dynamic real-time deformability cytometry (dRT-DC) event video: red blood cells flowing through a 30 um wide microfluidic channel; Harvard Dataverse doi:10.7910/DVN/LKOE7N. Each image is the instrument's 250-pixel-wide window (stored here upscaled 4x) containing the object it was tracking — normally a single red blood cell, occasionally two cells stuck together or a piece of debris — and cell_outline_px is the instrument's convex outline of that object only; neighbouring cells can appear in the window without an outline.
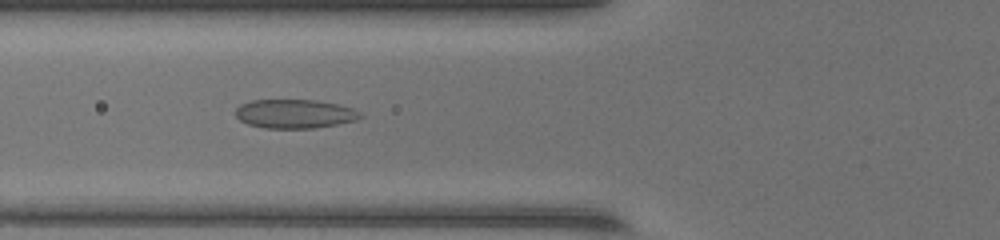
{"species": "common noctule bat (a hibernating species)", "species_latin": "Nyctalus noctula", "temperature_condition": "warm", "stored_images_in_passage": 43, "camera_frame_rate_fps": 3000, "um_per_image_px": 0.085, "animal": {"sex": "female", "body_mass_g": 17.0, "forearm_length_mm": 48.0}, "frame": {"image": 1, "passage_image": 14, "time_ms": 4.333, "image_size_px": [1000, 240], "cell_outline_px": [[364, 116], [356, 120], [336, 124], [312, 128], [264, 128], [248, 124], [240, 120], [236, 116], [236, 108], [240, 104], [252, 100], [312, 100], [336, 104], [352, 108], [360, 112]], "centroid_in_image_um": [25.03, 9.67], "position_along_channel_um": 100.8, "area_um2": 20.87}}
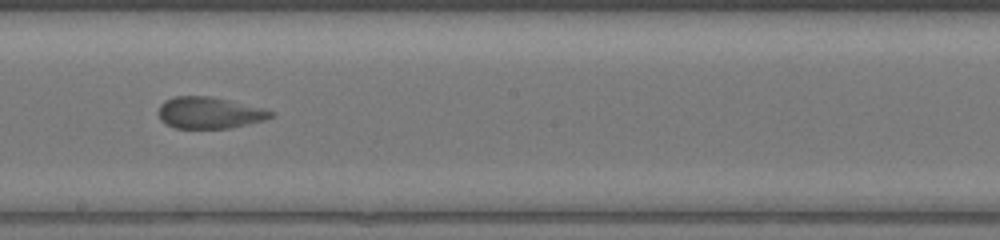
{"frame": {"image": 2, "passage_image": 23, "time_ms": 7.333, "image_size_px": [1000, 240], "cell_outline_px": [[276, 116], [264, 120], [248, 124], [228, 128], [176, 128], [160, 120], [160, 104], [164, 100], [172, 96], [208, 96], [228, 100], [264, 108], [276, 112]], "centroid_in_image_um": [17.84, 9.58], "position_along_channel_um": 230.4, "area_um2": 20.63}}
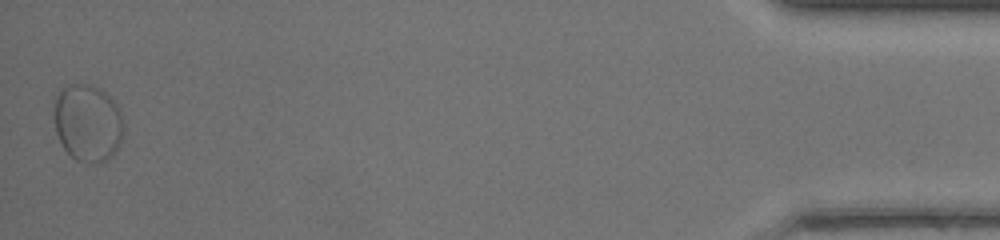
{"frame": {"image": 3, "passage_image": 43, "time_ms": 14.0, "image_size_px": [1000, 240], "cell_outline_px": [[124, 128], [120, 144], [104, 160], [88, 164], [76, 160], [64, 148], [56, 132], [52, 112], [52, 96], [60, 88], [68, 84], [92, 84], [104, 92], [120, 108]], "centroid_in_image_um": [7.39, 10.38], "position_along_channel_um": 427.8, "area_um2": 31.79}}